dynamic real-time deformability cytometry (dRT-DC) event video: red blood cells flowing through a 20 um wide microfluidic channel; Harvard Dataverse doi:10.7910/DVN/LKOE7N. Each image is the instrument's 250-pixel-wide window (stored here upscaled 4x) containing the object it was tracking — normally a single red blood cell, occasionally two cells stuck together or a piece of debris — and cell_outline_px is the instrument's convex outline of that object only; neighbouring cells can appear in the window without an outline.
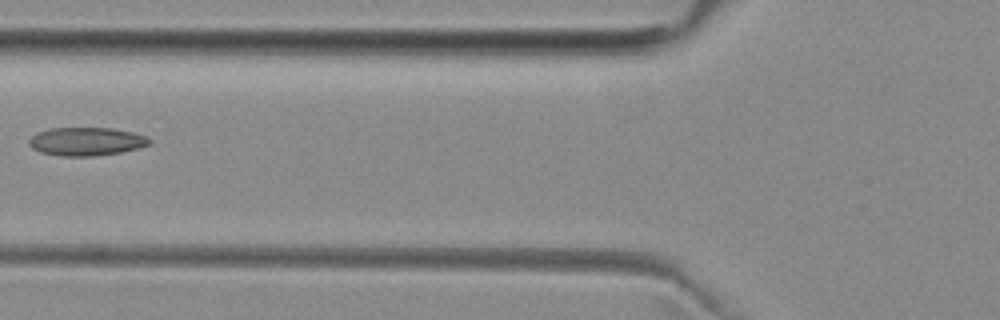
{"species": "common noctule bat (a hibernating species)", "species_latin": "Nyctalus noctula", "temperature_condition": "room temperature", "stored_images_in_passage": 6, "camera_frame_rate_fps": 3000, "um_per_image_px": 0.085, "animal": {"sex": "female", "body_mass_g": 29.2, "forearm_length_mm": 56.3}, "frame": {"image": 1, "passage_image": 5, "time_ms": 5.333, "image_size_px": [1000, 320], "cell_outline_px": [[152, 140], [148, 144], [140, 148], [120, 152], [92, 156], [60, 156], [40, 152], [32, 148], [28, 144], [28, 140], [36, 132], [48, 128], [112, 128], [132, 132], [148, 136]], "centroid_in_image_um": [7.32, 12.02], "position_along_channel_um": 118.5, "area_um2": 20.0}}
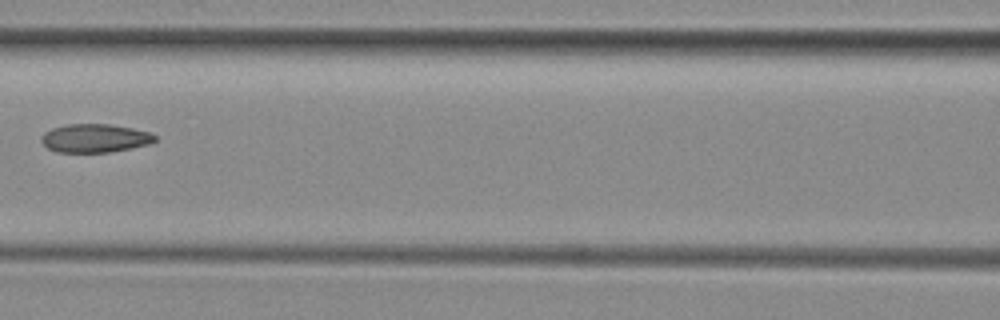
{"frame": {"image": 2, "passage_image": 6, "time_ms": 6.333, "image_size_px": [1000, 320], "cell_outline_px": [[156, 140], [148, 144], [132, 148], [108, 152], [56, 152], [48, 148], [40, 140], [40, 136], [44, 132], [52, 128], [68, 124], [108, 124], [132, 128], [152, 132], [156, 136]], "centroid_in_image_um": [8.06, 11.74], "position_along_channel_um": 158.5, "area_um2": 18.9}}